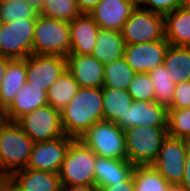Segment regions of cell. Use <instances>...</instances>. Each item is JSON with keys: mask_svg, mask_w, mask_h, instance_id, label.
Here are the masks:
<instances>
[{"mask_svg": "<svg viewBox=\"0 0 190 191\" xmlns=\"http://www.w3.org/2000/svg\"><path fill=\"white\" fill-rule=\"evenodd\" d=\"M102 120V88L80 87L61 110L63 131L74 139H79L94 123Z\"/></svg>", "mask_w": 190, "mask_h": 191, "instance_id": "obj_1", "label": "cell"}, {"mask_svg": "<svg viewBox=\"0 0 190 191\" xmlns=\"http://www.w3.org/2000/svg\"><path fill=\"white\" fill-rule=\"evenodd\" d=\"M34 142L16 121H5L0 127L1 176L26 168Z\"/></svg>", "mask_w": 190, "mask_h": 191, "instance_id": "obj_2", "label": "cell"}, {"mask_svg": "<svg viewBox=\"0 0 190 191\" xmlns=\"http://www.w3.org/2000/svg\"><path fill=\"white\" fill-rule=\"evenodd\" d=\"M96 154L80 139H73L59 171L62 186H95Z\"/></svg>", "mask_w": 190, "mask_h": 191, "instance_id": "obj_3", "label": "cell"}, {"mask_svg": "<svg viewBox=\"0 0 190 191\" xmlns=\"http://www.w3.org/2000/svg\"><path fill=\"white\" fill-rule=\"evenodd\" d=\"M127 160L135 165H151L168 136L167 126L132 127L126 131Z\"/></svg>", "mask_w": 190, "mask_h": 191, "instance_id": "obj_4", "label": "cell"}, {"mask_svg": "<svg viewBox=\"0 0 190 191\" xmlns=\"http://www.w3.org/2000/svg\"><path fill=\"white\" fill-rule=\"evenodd\" d=\"M70 48L69 22L38 14L34 29L32 54H48L67 58Z\"/></svg>", "mask_w": 190, "mask_h": 191, "instance_id": "obj_5", "label": "cell"}, {"mask_svg": "<svg viewBox=\"0 0 190 191\" xmlns=\"http://www.w3.org/2000/svg\"><path fill=\"white\" fill-rule=\"evenodd\" d=\"M79 139L98 157L127 160L124 130L115 122L98 121Z\"/></svg>", "mask_w": 190, "mask_h": 191, "instance_id": "obj_6", "label": "cell"}, {"mask_svg": "<svg viewBox=\"0 0 190 191\" xmlns=\"http://www.w3.org/2000/svg\"><path fill=\"white\" fill-rule=\"evenodd\" d=\"M36 18L15 19L0 25V55L12 59L27 58L32 54Z\"/></svg>", "mask_w": 190, "mask_h": 191, "instance_id": "obj_7", "label": "cell"}, {"mask_svg": "<svg viewBox=\"0 0 190 191\" xmlns=\"http://www.w3.org/2000/svg\"><path fill=\"white\" fill-rule=\"evenodd\" d=\"M121 35L125 44L161 41L165 38L164 16L137 6L123 25Z\"/></svg>", "mask_w": 190, "mask_h": 191, "instance_id": "obj_8", "label": "cell"}, {"mask_svg": "<svg viewBox=\"0 0 190 191\" xmlns=\"http://www.w3.org/2000/svg\"><path fill=\"white\" fill-rule=\"evenodd\" d=\"M34 143L50 141L65 135L61 111L50 105L37 108L16 121Z\"/></svg>", "mask_w": 190, "mask_h": 191, "instance_id": "obj_9", "label": "cell"}, {"mask_svg": "<svg viewBox=\"0 0 190 191\" xmlns=\"http://www.w3.org/2000/svg\"><path fill=\"white\" fill-rule=\"evenodd\" d=\"M190 150V141L167 136L162 143L156 160L151 164L171 185L182 181L185 158Z\"/></svg>", "mask_w": 190, "mask_h": 191, "instance_id": "obj_10", "label": "cell"}, {"mask_svg": "<svg viewBox=\"0 0 190 191\" xmlns=\"http://www.w3.org/2000/svg\"><path fill=\"white\" fill-rule=\"evenodd\" d=\"M73 139L64 135L50 141L34 143L26 168L59 173Z\"/></svg>", "mask_w": 190, "mask_h": 191, "instance_id": "obj_11", "label": "cell"}, {"mask_svg": "<svg viewBox=\"0 0 190 191\" xmlns=\"http://www.w3.org/2000/svg\"><path fill=\"white\" fill-rule=\"evenodd\" d=\"M66 69L67 59L60 56L31 54L26 58L27 83L46 91Z\"/></svg>", "mask_w": 190, "mask_h": 191, "instance_id": "obj_12", "label": "cell"}, {"mask_svg": "<svg viewBox=\"0 0 190 191\" xmlns=\"http://www.w3.org/2000/svg\"><path fill=\"white\" fill-rule=\"evenodd\" d=\"M169 45L165 38L149 43L125 44L123 57L135 73H149L163 65Z\"/></svg>", "mask_w": 190, "mask_h": 191, "instance_id": "obj_13", "label": "cell"}, {"mask_svg": "<svg viewBox=\"0 0 190 191\" xmlns=\"http://www.w3.org/2000/svg\"><path fill=\"white\" fill-rule=\"evenodd\" d=\"M167 119L166 107L155 102L133 100L124 117H120L116 124L126 131L132 127L167 126Z\"/></svg>", "mask_w": 190, "mask_h": 191, "instance_id": "obj_14", "label": "cell"}, {"mask_svg": "<svg viewBox=\"0 0 190 191\" xmlns=\"http://www.w3.org/2000/svg\"><path fill=\"white\" fill-rule=\"evenodd\" d=\"M130 0H101L90 11L89 15L98 24L100 29H109L121 32L123 25L137 8Z\"/></svg>", "mask_w": 190, "mask_h": 191, "instance_id": "obj_15", "label": "cell"}, {"mask_svg": "<svg viewBox=\"0 0 190 191\" xmlns=\"http://www.w3.org/2000/svg\"><path fill=\"white\" fill-rule=\"evenodd\" d=\"M66 59L67 69L80 87H103L104 65L95 57L69 53Z\"/></svg>", "mask_w": 190, "mask_h": 191, "instance_id": "obj_16", "label": "cell"}, {"mask_svg": "<svg viewBox=\"0 0 190 191\" xmlns=\"http://www.w3.org/2000/svg\"><path fill=\"white\" fill-rule=\"evenodd\" d=\"M11 186L16 191H61L59 173L22 168L10 176Z\"/></svg>", "mask_w": 190, "mask_h": 191, "instance_id": "obj_17", "label": "cell"}, {"mask_svg": "<svg viewBox=\"0 0 190 191\" xmlns=\"http://www.w3.org/2000/svg\"><path fill=\"white\" fill-rule=\"evenodd\" d=\"M99 30L100 27L89 14H80L72 22H69L70 53L79 55L91 54L94 50Z\"/></svg>", "mask_w": 190, "mask_h": 191, "instance_id": "obj_18", "label": "cell"}, {"mask_svg": "<svg viewBox=\"0 0 190 191\" xmlns=\"http://www.w3.org/2000/svg\"><path fill=\"white\" fill-rule=\"evenodd\" d=\"M47 105V91L25 83L12 104L5 110L7 121H17L23 115Z\"/></svg>", "mask_w": 190, "mask_h": 191, "instance_id": "obj_19", "label": "cell"}, {"mask_svg": "<svg viewBox=\"0 0 190 191\" xmlns=\"http://www.w3.org/2000/svg\"><path fill=\"white\" fill-rule=\"evenodd\" d=\"M134 165L128 160L95 158V186L106 187L126 181L133 172Z\"/></svg>", "mask_w": 190, "mask_h": 191, "instance_id": "obj_20", "label": "cell"}, {"mask_svg": "<svg viewBox=\"0 0 190 191\" xmlns=\"http://www.w3.org/2000/svg\"><path fill=\"white\" fill-rule=\"evenodd\" d=\"M164 29L170 45L190 47V9L184 5L166 14Z\"/></svg>", "mask_w": 190, "mask_h": 191, "instance_id": "obj_21", "label": "cell"}, {"mask_svg": "<svg viewBox=\"0 0 190 191\" xmlns=\"http://www.w3.org/2000/svg\"><path fill=\"white\" fill-rule=\"evenodd\" d=\"M25 83H27L26 58L12 59L0 86V108L5 111Z\"/></svg>", "mask_w": 190, "mask_h": 191, "instance_id": "obj_22", "label": "cell"}, {"mask_svg": "<svg viewBox=\"0 0 190 191\" xmlns=\"http://www.w3.org/2000/svg\"><path fill=\"white\" fill-rule=\"evenodd\" d=\"M124 49L125 42L122 38L121 32L109 29H100L91 55L103 65H107L123 57Z\"/></svg>", "mask_w": 190, "mask_h": 191, "instance_id": "obj_23", "label": "cell"}, {"mask_svg": "<svg viewBox=\"0 0 190 191\" xmlns=\"http://www.w3.org/2000/svg\"><path fill=\"white\" fill-rule=\"evenodd\" d=\"M163 64L175 84L190 81V47L169 45Z\"/></svg>", "mask_w": 190, "mask_h": 191, "instance_id": "obj_24", "label": "cell"}, {"mask_svg": "<svg viewBox=\"0 0 190 191\" xmlns=\"http://www.w3.org/2000/svg\"><path fill=\"white\" fill-rule=\"evenodd\" d=\"M79 84L66 69L47 90V105L61 111L78 93Z\"/></svg>", "mask_w": 190, "mask_h": 191, "instance_id": "obj_25", "label": "cell"}, {"mask_svg": "<svg viewBox=\"0 0 190 191\" xmlns=\"http://www.w3.org/2000/svg\"><path fill=\"white\" fill-rule=\"evenodd\" d=\"M132 102L127 90L102 87L103 120L116 123L124 117Z\"/></svg>", "mask_w": 190, "mask_h": 191, "instance_id": "obj_26", "label": "cell"}, {"mask_svg": "<svg viewBox=\"0 0 190 191\" xmlns=\"http://www.w3.org/2000/svg\"><path fill=\"white\" fill-rule=\"evenodd\" d=\"M104 85L105 88L127 90L135 72L121 57L107 65H104Z\"/></svg>", "mask_w": 190, "mask_h": 191, "instance_id": "obj_27", "label": "cell"}, {"mask_svg": "<svg viewBox=\"0 0 190 191\" xmlns=\"http://www.w3.org/2000/svg\"><path fill=\"white\" fill-rule=\"evenodd\" d=\"M134 191H168L169 184L152 165H135Z\"/></svg>", "mask_w": 190, "mask_h": 191, "instance_id": "obj_28", "label": "cell"}, {"mask_svg": "<svg viewBox=\"0 0 190 191\" xmlns=\"http://www.w3.org/2000/svg\"><path fill=\"white\" fill-rule=\"evenodd\" d=\"M148 74L154 86V102L169 109L173 103L175 82L169 78L164 64Z\"/></svg>", "mask_w": 190, "mask_h": 191, "instance_id": "obj_29", "label": "cell"}, {"mask_svg": "<svg viewBox=\"0 0 190 191\" xmlns=\"http://www.w3.org/2000/svg\"><path fill=\"white\" fill-rule=\"evenodd\" d=\"M38 14L56 20L72 22L81 13L78 10L76 0H43Z\"/></svg>", "mask_w": 190, "mask_h": 191, "instance_id": "obj_30", "label": "cell"}, {"mask_svg": "<svg viewBox=\"0 0 190 191\" xmlns=\"http://www.w3.org/2000/svg\"><path fill=\"white\" fill-rule=\"evenodd\" d=\"M38 11L26 0H0V19L11 23L15 19L37 18Z\"/></svg>", "mask_w": 190, "mask_h": 191, "instance_id": "obj_31", "label": "cell"}, {"mask_svg": "<svg viewBox=\"0 0 190 191\" xmlns=\"http://www.w3.org/2000/svg\"><path fill=\"white\" fill-rule=\"evenodd\" d=\"M168 135L190 141V108L168 109Z\"/></svg>", "mask_w": 190, "mask_h": 191, "instance_id": "obj_32", "label": "cell"}, {"mask_svg": "<svg viewBox=\"0 0 190 191\" xmlns=\"http://www.w3.org/2000/svg\"><path fill=\"white\" fill-rule=\"evenodd\" d=\"M153 83L148 73H136L127 91L132 100L154 102Z\"/></svg>", "mask_w": 190, "mask_h": 191, "instance_id": "obj_33", "label": "cell"}, {"mask_svg": "<svg viewBox=\"0 0 190 191\" xmlns=\"http://www.w3.org/2000/svg\"><path fill=\"white\" fill-rule=\"evenodd\" d=\"M185 2L186 0H142L139 7L165 16L175 9L184 6Z\"/></svg>", "mask_w": 190, "mask_h": 191, "instance_id": "obj_34", "label": "cell"}, {"mask_svg": "<svg viewBox=\"0 0 190 191\" xmlns=\"http://www.w3.org/2000/svg\"><path fill=\"white\" fill-rule=\"evenodd\" d=\"M190 108V81L175 85L173 103L169 109Z\"/></svg>", "mask_w": 190, "mask_h": 191, "instance_id": "obj_35", "label": "cell"}, {"mask_svg": "<svg viewBox=\"0 0 190 191\" xmlns=\"http://www.w3.org/2000/svg\"><path fill=\"white\" fill-rule=\"evenodd\" d=\"M98 191H134V181L132 175L123 182L114 183L111 186L97 187Z\"/></svg>", "mask_w": 190, "mask_h": 191, "instance_id": "obj_36", "label": "cell"}, {"mask_svg": "<svg viewBox=\"0 0 190 191\" xmlns=\"http://www.w3.org/2000/svg\"><path fill=\"white\" fill-rule=\"evenodd\" d=\"M185 191H190V150L185 158V167L182 181L179 184Z\"/></svg>", "mask_w": 190, "mask_h": 191, "instance_id": "obj_37", "label": "cell"}, {"mask_svg": "<svg viewBox=\"0 0 190 191\" xmlns=\"http://www.w3.org/2000/svg\"><path fill=\"white\" fill-rule=\"evenodd\" d=\"M78 10L81 14H89L101 0H76Z\"/></svg>", "mask_w": 190, "mask_h": 191, "instance_id": "obj_38", "label": "cell"}, {"mask_svg": "<svg viewBox=\"0 0 190 191\" xmlns=\"http://www.w3.org/2000/svg\"><path fill=\"white\" fill-rule=\"evenodd\" d=\"M61 191H98L96 186H62Z\"/></svg>", "mask_w": 190, "mask_h": 191, "instance_id": "obj_39", "label": "cell"}, {"mask_svg": "<svg viewBox=\"0 0 190 191\" xmlns=\"http://www.w3.org/2000/svg\"><path fill=\"white\" fill-rule=\"evenodd\" d=\"M11 60L12 58L0 55V86L2 84V79L5 75L8 64Z\"/></svg>", "mask_w": 190, "mask_h": 191, "instance_id": "obj_40", "label": "cell"}, {"mask_svg": "<svg viewBox=\"0 0 190 191\" xmlns=\"http://www.w3.org/2000/svg\"><path fill=\"white\" fill-rule=\"evenodd\" d=\"M11 186L9 176H0V191H7Z\"/></svg>", "mask_w": 190, "mask_h": 191, "instance_id": "obj_41", "label": "cell"}, {"mask_svg": "<svg viewBox=\"0 0 190 191\" xmlns=\"http://www.w3.org/2000/svg\"><path fill=\"white\" fill-rule=\"evenodd\" d=\"M32 7H34L37 11L41 9L43 4V0H26Z\"/></svg>", "mask_w": 190, "mask_h": 191, "instance_id": "obj_42", "label": "cell"}, {"mask_svg": "<svg viewBox=\"0 0 190 191\" xmlns=\"http://www.w3.org/2000/svg\"><path fill=\"white\" fill-rule=\"evenodd\" d=\"M168 191H185L180 185H170Z\"/></svg>", "mask_w": 190, "mask_h": 191, "instance_id": "obj_43", "label": "cell"}, {"mask_svg": "<svg viewBox=\"0 0 190 191\" xmlns=\"http://www.w3.org/2000/svg\"><path fill=\"white\" fill-rule=\"evenodd\" d=\"M6 121L5 119V111L0 108V127L2 126V124Z\"/></svg>", "mask_w": 190, "mask_h": 191, "instance_id": "obj_44", "label": "cell"}, {"mask_svg": "<svg viewBox=\"0 0 190 191\" xmlns=\"http://www.w3.org/2000/svg\"><path fill=\"white\" fill-rule=\"evenodd\" d=\"M130 1L134 2L136 5L139 6V4L141 3L142 0H130Z\"/></svg>", "mask_w": 190, "mask_h": 191, "instance_id": "obj_45", "label": "cell"}, {"mask_svg": "<svg viewBox=\"0 0 190 191\" xmlns=\"http://www.w3.org/2000/svg\"><path fill=\"white\" fill-rule=\"evenodd\" d=\"M185 6H187L190 9V0H186Z\"/></svg>", "mask_w": 190, "mask_h": 191, "instance_id": "obj_46", "label": "cell"}, {"mask_svg": "<svg viewBox=\"0 0 190 191\" xmlns=\"http://www.w3.org/2000/svg\"><path fill=\"white\" fill-rule=\"evenodd\" d=\"M7 191H16V190L12 186H10Z\"/></svg>", "mask_w": 190, "mask_h": 191, "instance_id": "obj_47", "label": "cell"}]
</instances>
